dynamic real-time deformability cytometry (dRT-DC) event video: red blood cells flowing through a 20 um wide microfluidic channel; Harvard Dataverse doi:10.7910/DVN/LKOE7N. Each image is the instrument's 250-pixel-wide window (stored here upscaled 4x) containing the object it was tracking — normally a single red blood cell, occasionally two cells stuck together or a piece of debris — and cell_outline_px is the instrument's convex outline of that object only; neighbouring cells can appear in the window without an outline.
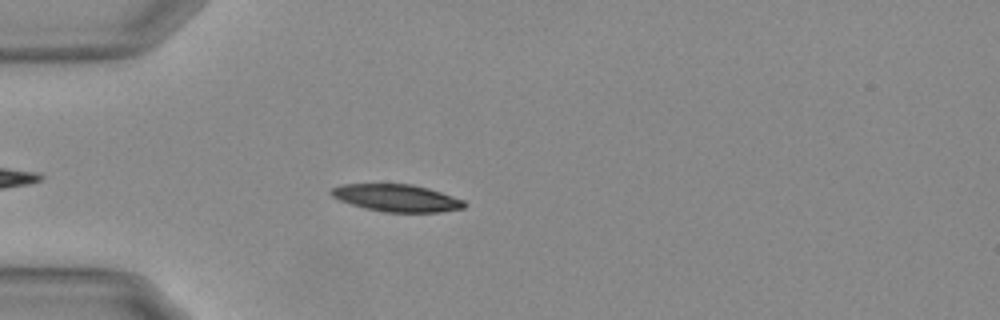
{"species": "Egyptian fruit bat (a non-hibernating species)", "species_latin": "Rousettus aegyptiacus", "temperature_condition": "warm", "stored_images_in_passage": 11, "camera_frame_rate_fps": 3000, "um_per_image_px": 0.085, "animal": {"sex": "female"}, "frame": {"image": 1, "passage_image": 7, "time_ms": 2.0, "image_size_px": [1000, 320], "cell_outline_px": [[468, 204], [464, 208], [440, 212], [384, 212], [364, 208], [340, 200], [332, 196], [328, 192], [332, 188], [344, 184], [412, 184], [428, 188], [464, 200]], "centroid_in_image_um": [33.73, 16.83], "position_along_channel_um": 51.3, "area_um2": 21.1}}